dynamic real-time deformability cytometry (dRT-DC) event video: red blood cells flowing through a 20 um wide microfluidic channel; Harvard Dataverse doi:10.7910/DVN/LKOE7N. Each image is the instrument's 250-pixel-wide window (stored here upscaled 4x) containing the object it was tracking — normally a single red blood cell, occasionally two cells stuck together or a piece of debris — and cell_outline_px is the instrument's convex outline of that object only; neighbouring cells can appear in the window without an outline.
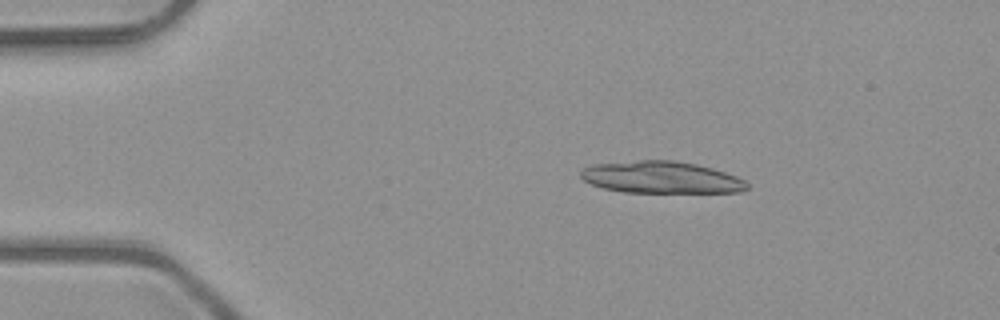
{"species": "common noctule bat (a hibernating species)", "species_latin": "Nyctalus noctula", "temperature_condition": "room temperature", "stored_images_in_passage": 7, "camera_frame_rate_fps": 3000, "um_per_image_px": 0.085, "animal": {"sex": "male", "body_mass_g": 23.1, "forearm_length_mm": 52.7}, "frame": {"image": 1, "passage_image": 2, "time_ms": 0.333, "image_size_px": [1000, 320], "cell_outline_px": [[748, 188], [740, 192], [624, 192], [604, 188], [592, 184], [584, 180], [580, 176], [580, 172], [584, 168], [592, 164], [636, 160], [672, 160], [696, 164], [712, 168], [736, 176], [744, 180], [748, 184]], "centroid_in_image_um": [56.19, 15.07], "position_along_channel_um": 28.8, "area_um2": 30.87}}
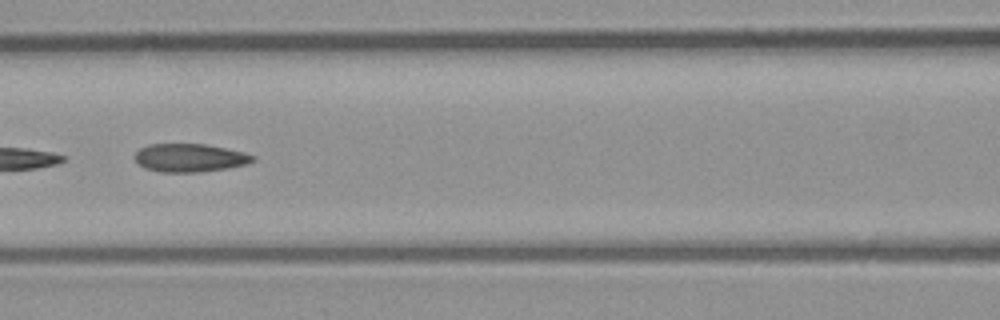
{"frame": {"image": 2, "passage_image": 6, "time_ms": 1.667, "image_size_px": [1000, 320], "cell_outline_px": [[256, 160], [248, 164], [228, 168], [196, 172], [160, 172], [144, 168], [132, 156], [140, 148], [148, 144], [204, 144], [244, 152], [256, 156]], "centroid_in_image_um": [16.13, 13.41], "position_along_channel_um": 150.5, "area_um2": 19.48}}
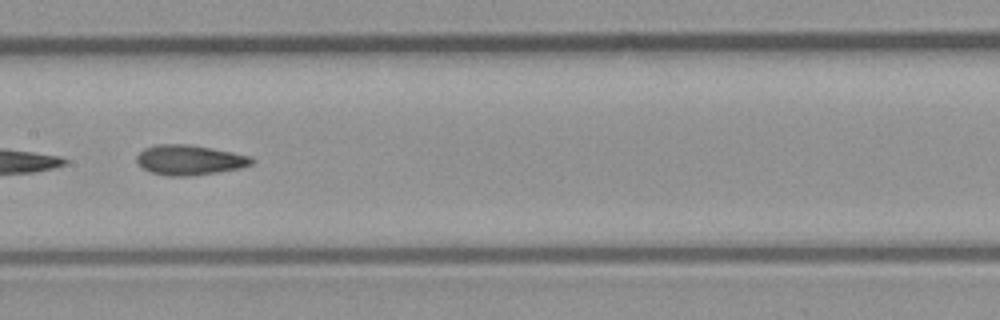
{"frame": {"image": 3, "passage_image": 7, "time_ms": 2.0, "image_size_px": [1000, 320], "cell_outline_px": [[256, 160], [252, 164], [240, 168], [192, 176], [168, 176], [152, 172], [144, 168], [136, 160], [136, 156], [144, 148], [156, 144], [188, 144], [212, 148], [232, 152], [248, 156]], "centroid_in_image_um": [16.11, 13.59], "position_along_channel_um": 191.3, "area_um2": 20.0}}